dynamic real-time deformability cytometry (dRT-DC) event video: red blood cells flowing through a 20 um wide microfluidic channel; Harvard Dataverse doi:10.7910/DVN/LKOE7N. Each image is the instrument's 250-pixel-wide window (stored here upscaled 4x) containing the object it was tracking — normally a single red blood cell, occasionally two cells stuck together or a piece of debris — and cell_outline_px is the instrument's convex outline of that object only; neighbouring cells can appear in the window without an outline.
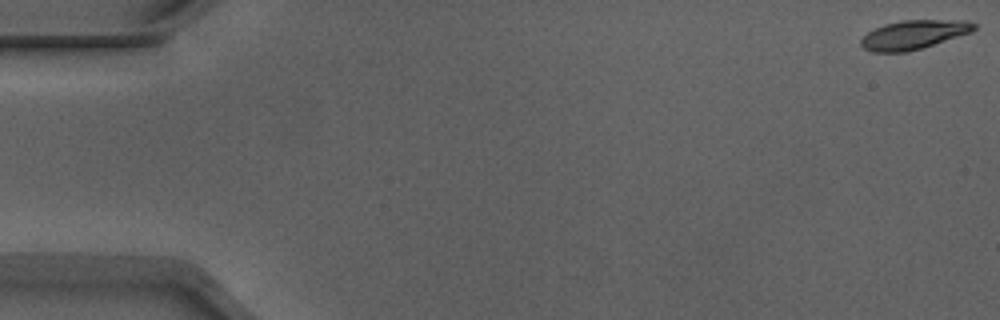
{"species": "Egyptian fruit bat (a non-hibernating species)", "species_latin": "Rousettus aegyptiacus", "temperature_condition": "warm", "stored_images_in_passage": 17, "camera_frame_rate_fps": 3000, "um_per_image_px": 0.085, "animal": {"sex": "male"}, "frame": {"image": 1, "passage_image": 1, "time_ms": 0.0, "image_size_px": [1000, 320], "cell_outline_px": [[976, 28], [972, 32], [920, 48], [904, 52], [872, 52], [864, 48], [860, 44], [860, 40], [868, 32], [884, 24], [900, 20], [968, 20], [976, 24]], "centroid_in_image_um": [77.67, 2.93], "position_along_channel_um": 7.3, "area_um2": 18.96}}
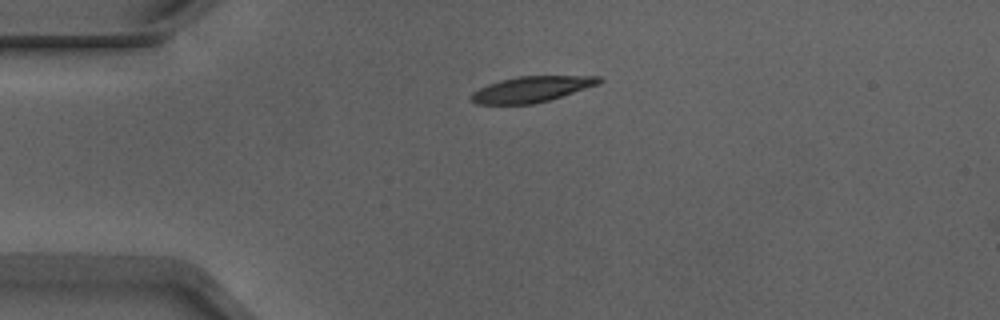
{"frame": {"image": 2, "passage_image": 13, "time_ms": 4.0, "image_size_px": [1000, 320], "cell_outline_px": [[604, 80], [600, 84], [548, 100], [532, 104], [476, 104], [468, 96], [472, 92], [488, 84], [500, 80], [520, 76], [600, 76]], "centroid_in_image_um": [45.18, 7.58], "position_along_channel_um": 39.8, "area_um2": 19.13}}